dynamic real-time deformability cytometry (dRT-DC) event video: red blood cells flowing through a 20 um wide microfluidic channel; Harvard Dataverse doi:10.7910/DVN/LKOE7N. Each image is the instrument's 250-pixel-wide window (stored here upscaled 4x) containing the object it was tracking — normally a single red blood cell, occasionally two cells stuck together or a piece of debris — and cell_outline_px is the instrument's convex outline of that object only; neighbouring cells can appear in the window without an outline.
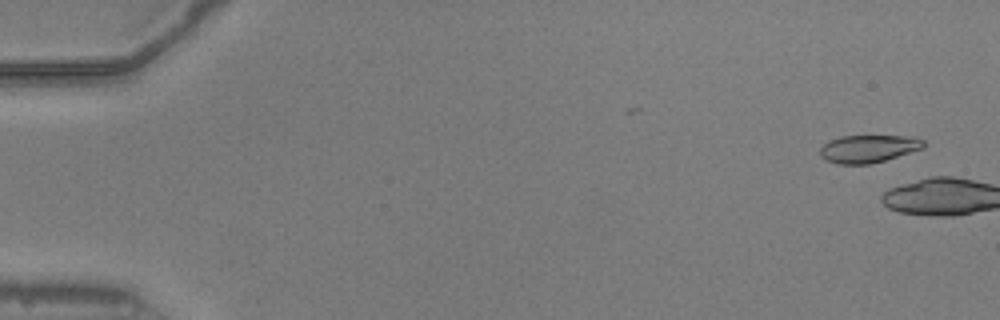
{"species": "common noctule bat (a hibernating species)", "species_latin": "Nyctalus noctula", "temperature_condition": "warm", "stored_images_in_passage": 5, "camera_frame_rate_fps": 3000, "um_per_image_px": 0.085, "animal": {"sex": "male", "body_mass_g": 20.5, "forearm_length_mm": 52.5}, "frame": {"image": 1, "passage_image": 3, "time_ms": 0.667, "image_size_px": [1000, 320], "cell_outline_px": [[924, 148], [884, 160], [868, 164], [840, 164], [828, 160], [820, 156], [820, 148], [828, 140], [840, 136], [916, 136], [924, 140]], "centroid_in_image_um": [73.82, 12.62], "position_along_channel_um": 11.2, "area_um2": 16.65}}